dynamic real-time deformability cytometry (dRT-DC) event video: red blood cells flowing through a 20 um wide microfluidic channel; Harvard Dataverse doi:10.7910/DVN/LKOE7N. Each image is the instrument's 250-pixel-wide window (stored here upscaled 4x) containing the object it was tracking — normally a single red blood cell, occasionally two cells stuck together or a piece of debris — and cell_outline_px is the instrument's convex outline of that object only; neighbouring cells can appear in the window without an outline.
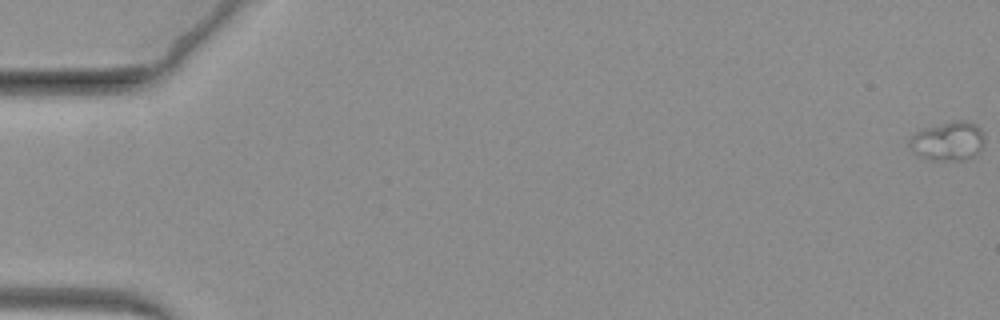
{"species": "common noctule bat (a hibernating species)", "species_latin": "Nyctalus noctula", "temperature_condition": "warm", "stored_images_in_passage": 17, "camera_frame_rate_fps": 3000, "um_per_image_px": 0.085, "animal": {"sex": "female", "body_mass_g": 19.3, "forearm_length_mm": 54.1}, "frame": {"image": 1, "passage_image": 1, "time_ms": 0.0, "image_size_px": [1000, 320], "cell_outline_px": [[984, 144], [976, 156], [960, 160], [932, 160], [912, 152], [908, 144], [908, 140], [920, 128], [956, 120], [964, 120], [976, 124], [980, 128], [984, 136]], "centroid_in_image_um": [80.58, 11.98], "position_along_channel_um": 4.4, "area_um2": 17.28}}